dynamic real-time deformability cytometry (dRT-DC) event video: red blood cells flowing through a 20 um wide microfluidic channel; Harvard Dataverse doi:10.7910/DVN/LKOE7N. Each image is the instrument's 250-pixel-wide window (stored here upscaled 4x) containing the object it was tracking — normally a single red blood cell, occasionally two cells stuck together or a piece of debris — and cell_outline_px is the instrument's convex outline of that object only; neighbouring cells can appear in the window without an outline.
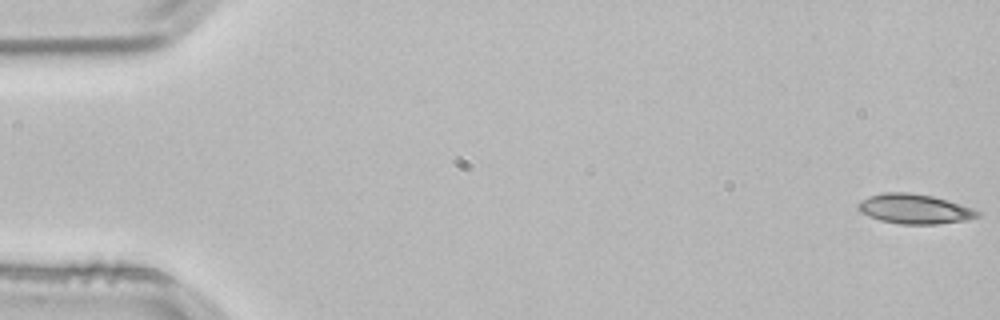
{"species": "common noctule bat (a hibernating species)", "species_latin": "Nyctalus noctula", "temperature_condition": "room temperature", "stored_images_in_passage": 53, "camera_frame_rate_fps": 3000, "um_per_image_px": 0.085, "animal": {"sex": "male", "body_mass_g": 21.5, "forearm_length_mm": 52.0}, "frame": {"image": 1, "passage_image": 1, "time_ms": 0.0, "image_size_px": [1000, 320], "cell_outline_px": [[980, 216], [964, 220], [936, 224], [900, 224], [880, 220], [868, 216], [860, 212], [856, 208], [856, 204], [860, 200], [884, 192], [908, 192], [932, 196], [948, 200], [972, 208], [980, 212]], "centroid_in_image_um": [77.69, 17.76], "position_along_channel_um": 7.3, "area_um2": 20.63}}
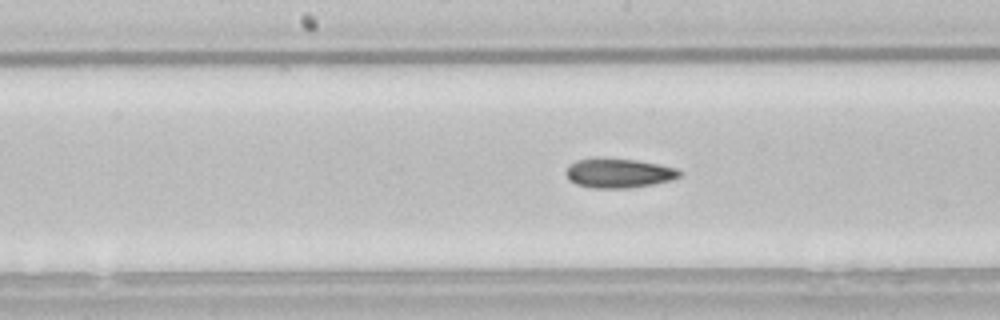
{"frame": {"image": 2, "passage_image": 27, "time_ms": 8.667, "image_size_px": [1000, 320], "cell_outline_px": [[684, 172], [680, 176], [672, 180], [652, 184], [628, 188], [592, 188], [576, 184], [568, 180], [564, 172], [568, 164], [576, 160], [596, 156], [636, 160], [676, 168]], "centroid_in_image_um": [52.52, 14.69], "position_along_channel_um": 195.7, "area_um2": 19.94}}
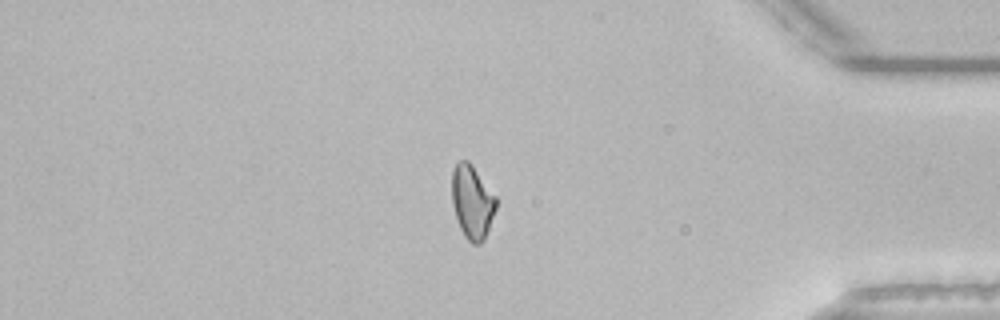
{"frame": {"image": 3, "passage_image": 45, "time_ms": 14.667, "image_size_px": [1000, 320], "cell_outline_px": [[496, 208], [484, 240], [480, 244], [472, 244], [464, 236], [460, 228], [452, 204], [452, 168], [460, 160], [468, 160], [472, 164], [496, 196]], "centroid_in_image_um": [40.13, 17.15], "position_along_channel_um": 395.1, "area_um2": 18.96}, "authors_computed_cell_mechanics": {"area_um2": 19.5364, "velocity_mm_per_s": 3.8442, "shape_relaxation_time_tau1_ms": 8.2567, "shape_relaxation_time_tau2_ms": 3.9956, "deformation_change_tau1": 0.1419, "deformation_change_tau2": 0.0969}}